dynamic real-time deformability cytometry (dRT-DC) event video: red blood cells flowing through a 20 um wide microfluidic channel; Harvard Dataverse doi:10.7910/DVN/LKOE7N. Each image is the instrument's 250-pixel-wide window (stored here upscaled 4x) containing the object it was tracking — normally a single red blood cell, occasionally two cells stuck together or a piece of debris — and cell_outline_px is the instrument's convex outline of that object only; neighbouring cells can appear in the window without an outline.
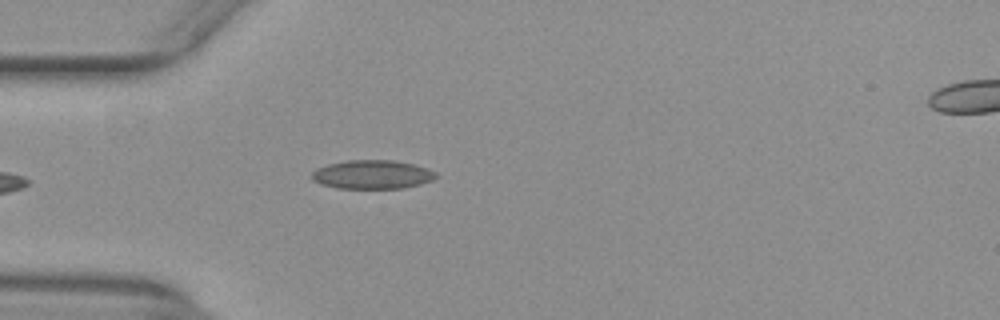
{"species": "common noctule bat (a hibernating species)", "species_latin": "Nyctalus noctula", "temperature_condition": "warm", "stored_images_in_passage": 44, "camera_frame_rate_fps": 3000, "um_per_image_px": 0.085, "animal": {"sex": "female", "body_mass_g": 29.2, "forearm_length_mm": 56.3}, "frame": {"image": 1, "passage_image": 7, "time_ms": 2.0, "image_size_px": [1000, 320], "cell_outline_px": [[436, 176], [432, 180], [420, 184], [404, 188], [336, 188], [320, 184], [312, 180], [312, 172], [316, 168], [328, 164], [348, 160], [396, 160], [428, 168], [436, 172]], "centroid_in_image_um": [31.63, 14.83], "position_along_channel_um": 53.4, "area_um2": 20.87}}
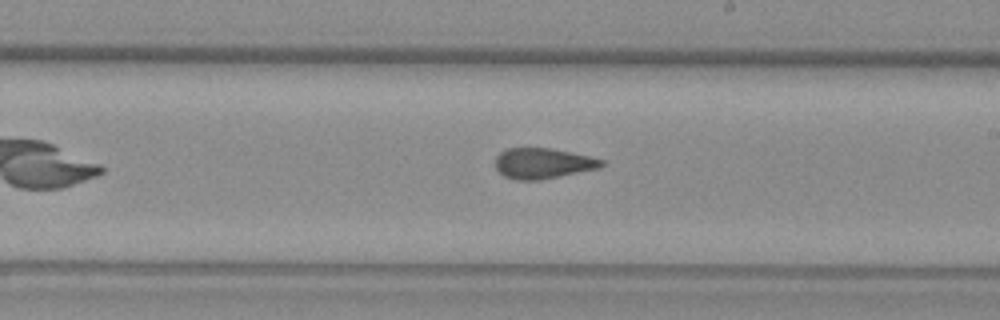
{"frame": {"image": 2, "passage_image": 22, "time_ms": 7.0, "image_size_px": [1000, 320], "cell_outline_px": [[604, 164], [600, 168], [540, 180], [516, 180], [504, 176], [496, 168], [496, 156], [500, 152], [508, 148], [552, 148], [588, 156], [604, 160]], "centroid_in_image_um": [46.14, 13.88], "position_along_channel_um": 242.9, "area_um2": 18.84}}
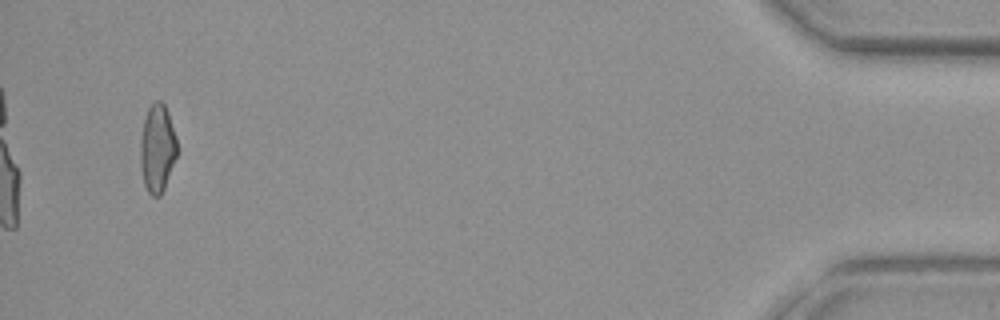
{"frame": {"image": 3, "passage_image": 42, "time_ms": 13.667, "image_size_px": [1000, 320], "cell_outline_px": [[176, 156], [164, 188], [160, 196], [152, 196], [148, 192], [144, 184], [140, 168], [140, 140], [144, 120], [148, 108], [156, 100], [160, 100], [164, 104], [168, 112], [176, 136]], "centroid_in_image_um": [13.35, 12.6], "position_along_channel_um": 421.8, "area_um2": 18.73}, "authors_computed_cell_mechanics": {"area_um2": 19.4497, "velocity_mm_per_s": 3.9454, "shape_relaxation_time_tau1_ms": null, "shape_relaxation_time_tau2_ms": 1.5158, "deformation_change_tau1": null, "deformation_change_tau2": 0.0815}}